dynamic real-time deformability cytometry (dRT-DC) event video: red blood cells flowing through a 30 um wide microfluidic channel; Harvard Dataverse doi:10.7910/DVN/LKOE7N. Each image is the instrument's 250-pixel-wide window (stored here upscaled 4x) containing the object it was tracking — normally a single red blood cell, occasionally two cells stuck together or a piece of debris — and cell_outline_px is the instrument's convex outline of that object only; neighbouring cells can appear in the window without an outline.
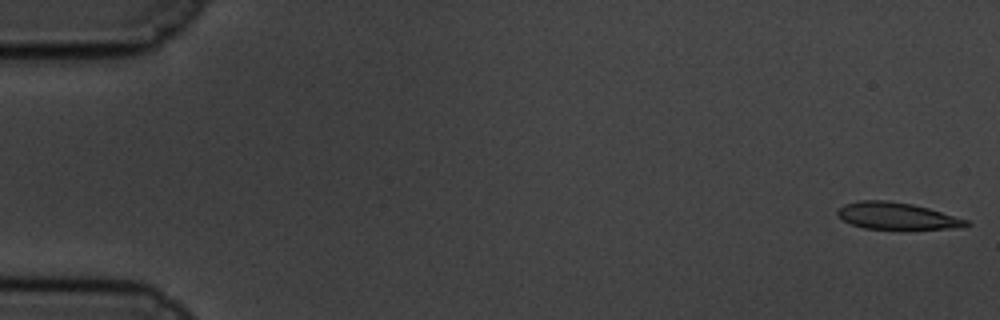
{"species": "common noctule bat (a hibernating species)", "species_latin": "Nyctalus noctula", "temperature_condition": "cold", "stored_images_in_passage": 59, "camera_frame_rate_fps": 3000, "um_per_image_px": 0.085, "animal": {"sex": "male", "body_mass_g": 19.5, "forearm_length_mm": 54.6}, "frame": {"image": 1, "passage_image": 1, "time_ms": 0.0, "image_size_px": [1000, 320], "cell_outline_px": [[972, 224], [960, 228], [864, 228], [852, 224], [844, 220], [836, 212], [836, 208], [844, 204], [860, 200], [884, 200], [912, 204], [928, 208], [968, 220]], "centroid_in_image_um": [76.21, 18.34], "position_along_channel_um": 8.8, "area_um2": 19.77}}
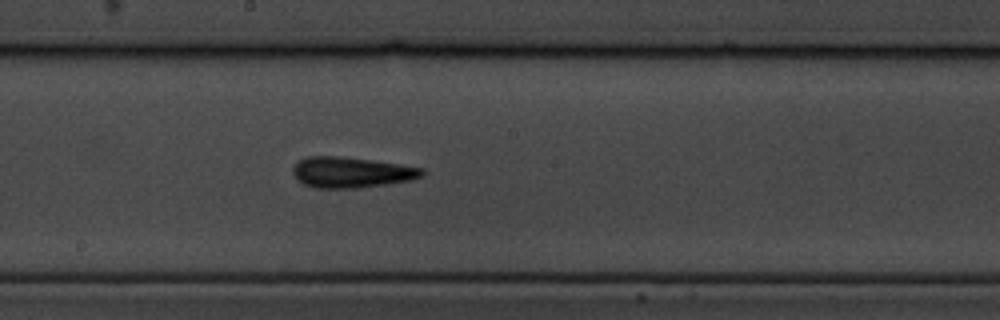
{"frame": {"image": 2, "passage_image": 32, "time_ms": 10.333, "image_size_px": [1000, 320], "cell_outline_px": [[424, 172], [420, 176], [408, 180], [360, 188], [316, 188], [304, 184], [292, 172], [292, 168], [300, 160], [308, 156], [340, 156], [400, 164], [424, 168]], "centroid_in_image_um": [29.84, 14.64], "position_along_channel_um": 218.4, "area_um2": 22.77}}
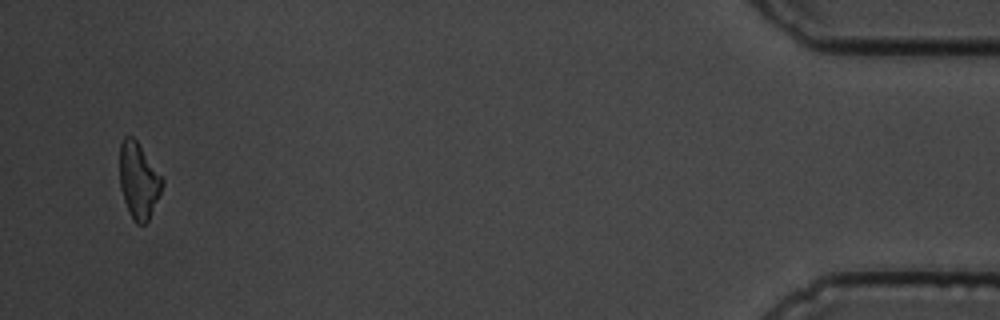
{"frame": {"image": 3, "passage_image": 57, "time_ms": 18.667, "image_size_px": [1000, 320], "cell_outline_px": [[164, 184], [148, 220], [144, 224], [136, 224], [124, 200], [120, 188], [120, 144], [124, 136], [132, 136], [136, 140], [164, 180]], "centroid_in_image_um": [11.77, 15.33], "position_along_channel_um": 423.4, "area_um2": 18.44}, "authors_computed_cell_mechanics": {"area_um2": 21.1548, "velocity_mm_per_s": 3.3985, "shape_relaxation_time_tau1_ms": 2.7959, "shape_relaxation_time_tau2_ms": 6.9413, "deformation_change_tau1": 0.109, "deformation_change_tau2": 0.1897}}